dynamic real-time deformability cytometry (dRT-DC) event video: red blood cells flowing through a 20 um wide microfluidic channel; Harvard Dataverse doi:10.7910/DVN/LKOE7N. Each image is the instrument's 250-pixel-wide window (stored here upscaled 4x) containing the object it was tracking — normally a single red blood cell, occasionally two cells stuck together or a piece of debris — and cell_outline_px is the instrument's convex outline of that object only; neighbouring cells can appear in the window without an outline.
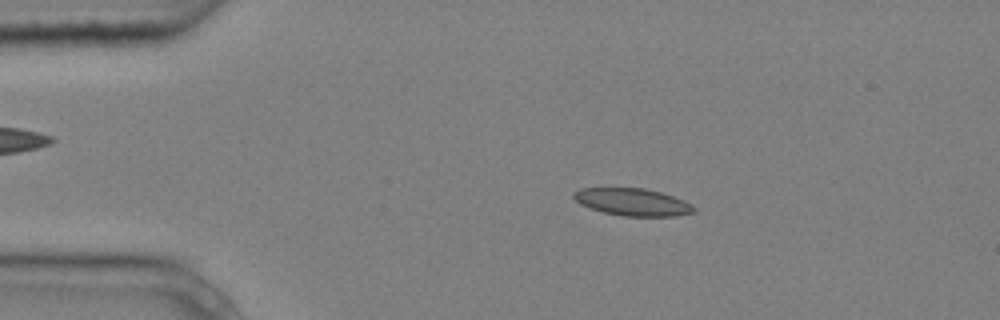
{"species": "common noctule bat (a hibernating species)", "species_latin": "Nyctalus noctula", "temperature_condition": "cold", "stored_images_in_passage": 3, "camera_frame_rate_fps": 3000, "um_per_image_px": 0.085, "animal": {"sex": "male", "body_mass_g": 20.4}, "frame": {"image": 1, "passage_image": 2, "time_ms": 0.333, "image_size_px": [1000, 320], "cell_outline_px": [[696, 212], [676, 216], [624, 216], [604, 212], [588, 208], [580, 204], [572, 196], [572, 192], [580, 188], [644, 188], [660, 192], [684, 200], [692, 204], [696, 208]], "centroid_in_image_um": [53.77, 17.17], "position_along_channel_um": 31.2, "area_um2": 19.25}}